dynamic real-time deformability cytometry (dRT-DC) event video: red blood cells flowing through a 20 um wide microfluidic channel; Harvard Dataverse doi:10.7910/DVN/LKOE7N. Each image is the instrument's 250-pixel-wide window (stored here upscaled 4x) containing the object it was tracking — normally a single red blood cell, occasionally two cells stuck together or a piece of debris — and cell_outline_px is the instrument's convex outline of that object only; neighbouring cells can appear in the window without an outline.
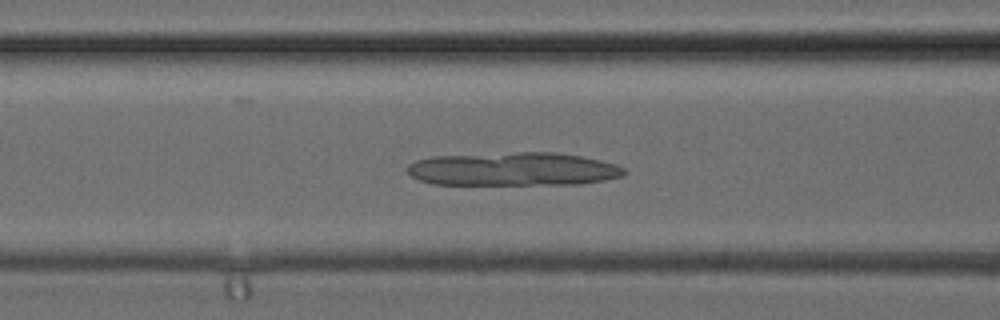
{"species": "common noctule bat (a hibernating species)", "species_latin": "Nyctalus noctula", "temperature_condition": "cold", "stored_images_in_passage": 25, "camera_frame_rate_fps": 3000, "um_per_image_px": 0.085, "animal": {"sex": "female", "body_mass_g": 24.6, "forearm_length_mm": 56.2}, "frame": {"image": 1, "passage_image": 15, "time_ms": 4.667, "image_size_px": [1000, 320], "cell_outline_px": [[628, 172], [624, 176], [604, 180], [580, 184], [432, 184], [420, 180], [412, 176], [408, 172], [408, 164], [416, 160], [432, 156], [516, 152], [556, 152], [580, 156], [600, 160], [616, 164], [624, 168]], "centroid_in_image_um": [43.65, 14.37], "position_along_channel_um": 122.9, "area_um2": 42.37}}
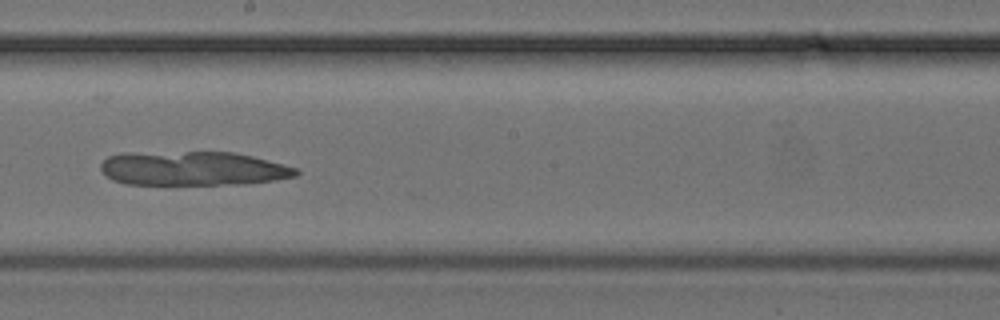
{"frame": {"image": 2, "passage_image": 21, "time_ms": 6.667, "image_size_px": [1000, 320], "cell_outline_px": [[300, 172], [296, 176], [272, 180], [236, 184], [124, 184], [112, 180], [100, 168], [100, 164], [108, 156], [128, 152], [232, 152], [252, 156], [300, 168]], "centroid_in_image_um": [16.4, 14.31], "position_along_channel_um": 231.8, "area_um2": 38.84}}
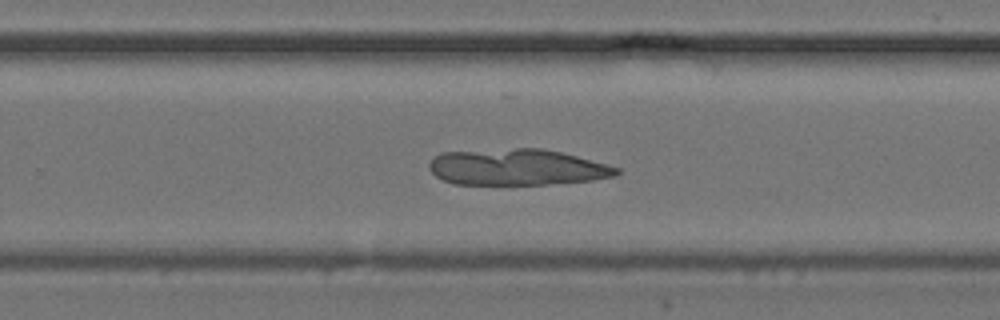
{"frame": {"image": 3, "passage_image": 24, "time_ms": 7.667, "image_size_px": [1000, 320], "cell_outline_px": [[620, 172], [616, 176], [592, 180], [544, 184], [452, 184], [436, 176], [428, 168], [428, 164], [440, 152], [516, 148], [544, 148], [576, 156], [620, 168]], "centroid_in_image_um": [43.93, 14.21], "position_along_channel_um": 285.9, "area_um2": 39.42}}